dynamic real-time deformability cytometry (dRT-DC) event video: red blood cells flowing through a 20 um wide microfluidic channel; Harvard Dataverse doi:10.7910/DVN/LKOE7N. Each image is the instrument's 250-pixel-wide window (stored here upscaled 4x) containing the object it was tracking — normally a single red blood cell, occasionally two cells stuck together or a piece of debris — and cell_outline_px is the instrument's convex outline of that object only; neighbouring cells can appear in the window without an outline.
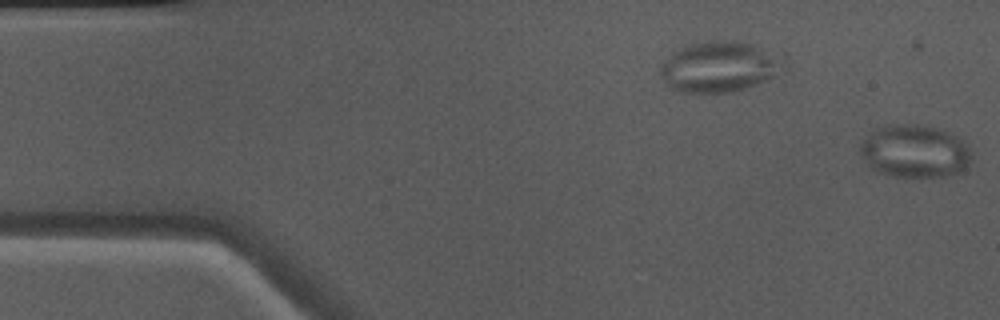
{"species": "Egyptian fruit bat (a non-hibernating species)", "species_latin": "Rousettus aegyptiacus", "temperature_condition": "warm", "stored_images_in_passage": 7, "segment_of_instrument_passage": [2, 2], "camera_frame_rate_fps": 3000, "um_per_image_px": 0.085, "animal": {"sex": "male"}, "frame": {"image": 1, "passage_image": 7, "time_ms": 2.0, "image_size_px": [1000, 320], "cell_outline_px": [[972, 160], [964, 168], [956, 172], [944, 176], [896, 176], [880, 172], [872, 168], [864, 160], [860, 152], [860, 144], [872, 128], [888, 124], [928, 124], [948, 132], [956, 136], [972, 152]], "centroid_in_image_um": [77.71, 12.81], "position_along_channel_um": 7.3, "area_um2": 34.28}}